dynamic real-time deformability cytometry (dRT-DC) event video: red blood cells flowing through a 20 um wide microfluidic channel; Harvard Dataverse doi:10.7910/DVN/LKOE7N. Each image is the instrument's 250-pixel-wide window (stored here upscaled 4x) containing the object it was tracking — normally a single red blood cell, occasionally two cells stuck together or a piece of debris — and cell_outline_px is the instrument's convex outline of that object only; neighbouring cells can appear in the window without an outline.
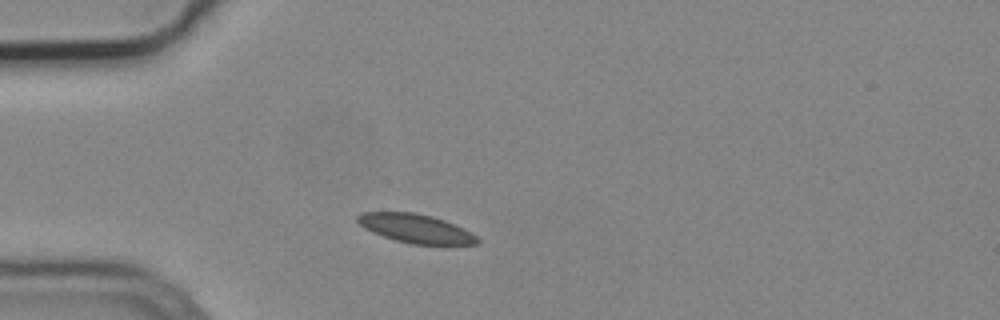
{"species": "common noctule bat (a hibernating species)", "species_latin": "Nyctalus noctula", "temperature_condition": "cold", "stored_images_in_passage": 3, "camera_frame_rate_fps": 3000, "um_per_image_px": 0.085, "animal": {"sex": "male", "body_mass_g": 19.2, "forearm_length_mm": 51.8}, "frame": {"image": 1, "passage_image": 1, "time_ms": 0.0, "image_size_px": [1000, 320], "cell_outline_px": [[480, 244], [412, 244], [396, 240], [372, 232], [364, 228], [356, 220], [356, 216], [360, 212], [412, 212], [432, 216], [444, 220], [464, 228], [476, 236], [480, 240]], "centroid_in_image_um": [35.33, 19.41], "position_along_channel_um": 49.7, "area_um2": 20.0}}